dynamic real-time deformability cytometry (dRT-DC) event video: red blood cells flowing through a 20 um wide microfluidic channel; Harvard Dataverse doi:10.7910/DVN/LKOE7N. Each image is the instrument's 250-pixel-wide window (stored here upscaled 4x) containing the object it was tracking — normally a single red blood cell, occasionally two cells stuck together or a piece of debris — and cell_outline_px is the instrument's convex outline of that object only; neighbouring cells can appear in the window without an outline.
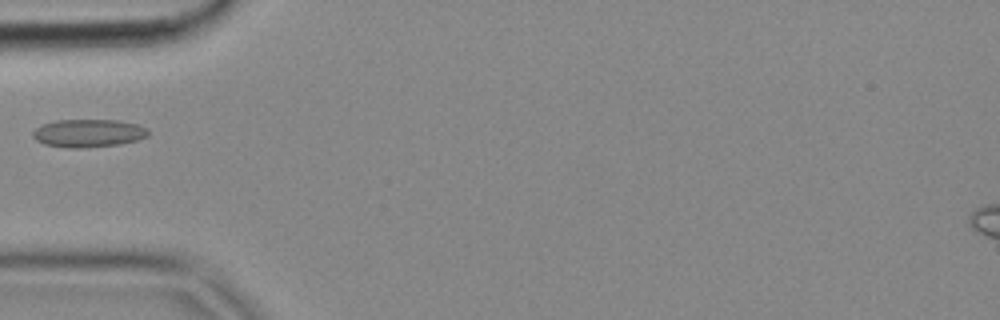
{"species": "common noctule bat (a hibernating species)", "species_latin": "Nyctalus noctula", "temperature_condition": "cold", "stored_images_in_passage": 5, "camera_frame_rate_fps": 3000, "um_per_image_px": 0.085, "animal": {"sex": "female", "body_mass_g": 18.4}, "frame": {"image": 1, "passage_image": 5, "time_ms": 1.333, "image_size_px": [1000, 320], "cell_outline_px": [[148, 136], [136, 140], [120, 144], [80, 148], [68, 148], [44, 144], [36, 140], [32, 136], [32, 132], [36, 128], [44, 124], [56, 120], [120, 120], [136, 124], [148, 128]], "centroid_in_image_um": [7.51, 11.32], "position_along_channel_um": 77.5, "area_um2": 18.79}}